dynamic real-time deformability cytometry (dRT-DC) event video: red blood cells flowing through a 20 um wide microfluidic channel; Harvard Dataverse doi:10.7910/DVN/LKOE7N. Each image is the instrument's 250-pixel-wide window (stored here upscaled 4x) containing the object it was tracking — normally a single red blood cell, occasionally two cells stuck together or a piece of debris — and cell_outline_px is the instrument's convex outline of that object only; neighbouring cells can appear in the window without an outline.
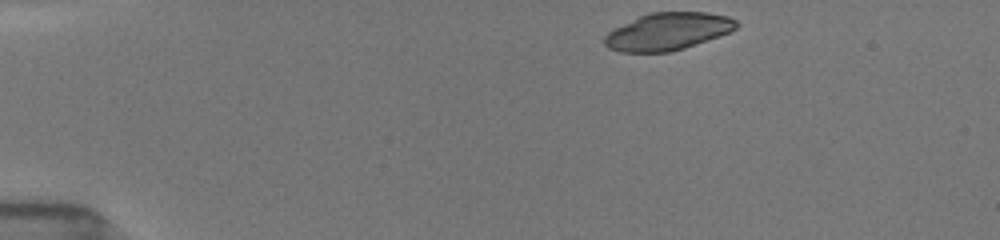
{"species": "common noctule bat (a hibernating species)", "species_latin": "Nyctalus noctula", "temperature_condition": "room temperature", "stored_images_in_passage": 33, "camera_frame_rate_fps": 3000, "um_per_image_px": 0.085, "animal": {"sex": "female", "body_mass_g": 19.5, "forearm_length_mm": 54.1}, "frame": {"image": 1, "passage_image": 1, "time_ms": 0.0, "image_size_px": [1000, 240], "cell_outline_px": [[740, 24], [736, 28], [720, 36], [684, 48], [668, 52], [620, 52], [608, 48], [604, 44], [604, 36], [608, 32], [648, 12], [708, 12], [728, 16], [736, 20]], "centroid_in_image_um": [56.78, 2.67], "position_along_channel_um": 28.2, "area_um2": 28.61}}